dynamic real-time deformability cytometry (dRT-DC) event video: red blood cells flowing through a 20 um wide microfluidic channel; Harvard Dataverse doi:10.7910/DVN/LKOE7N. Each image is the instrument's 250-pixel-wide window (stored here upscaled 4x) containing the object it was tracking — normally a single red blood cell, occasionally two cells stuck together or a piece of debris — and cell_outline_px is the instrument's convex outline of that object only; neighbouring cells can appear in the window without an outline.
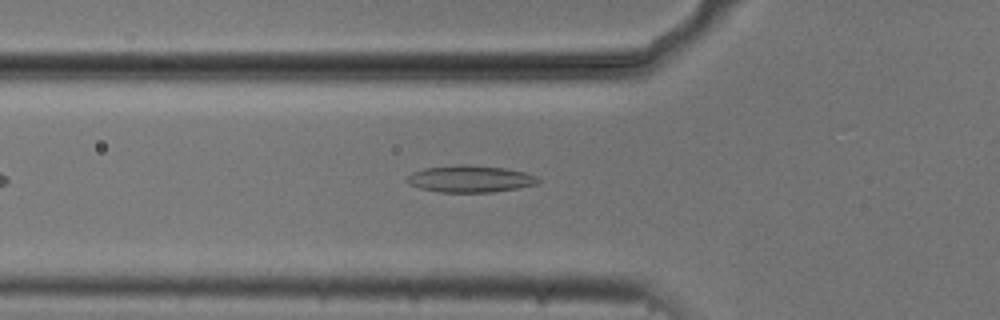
{"species": "common noctule bat (a hibernating species)", "species_latin": "Nyctalus noctula", "temperature_condition": "cold", "stored_images_in_passage": 25, "camera_frame_rate_fps": 3000, "um_per_image_px": 0.085, "animal": {"sex": "male", "body_mass_g": 20.5, "forearm_length_mm": 52.5}, "frame": {"image": 1, "passage_image": 10, "time_ms": 3.0, "image_size_px": [1000, 320], "cell_outline_px": [[540, 180], [536, 184], [516, 188], [492, 192], [440, 192], [420, 188], [408, 184], [404, 180], [412, 172], [424, 168], [460, 164], [464, 164], [504, 168], [524, 172], [536, 176]], "centroid_in_image_um": [39.91, 15.2], "position_along_channel_um": 85.9, "area_um2": 20.46}}
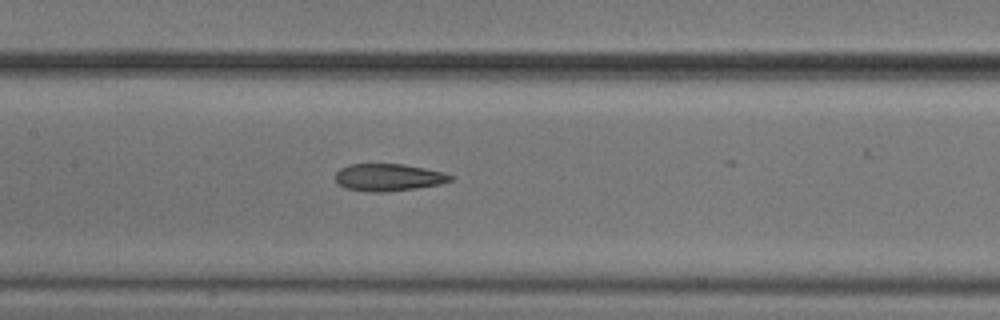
{"frame": {"image": 2, "passage_image": 17, "time_ms": 5.333, "image_size_px": [1000, 320], "cell_outline_px": [[452, 180], [440, 184], [416, 188], [388, 192], [368, 192], [344, 188], [336, 180], [336, 172], [340, 168], [348, 164], [404, 164], [444, 172], [452, 176]], "centroid_in_image_um": [33.0, 15.08], "position_along_channel_um": 174.4, "area_um2": 18.32}}
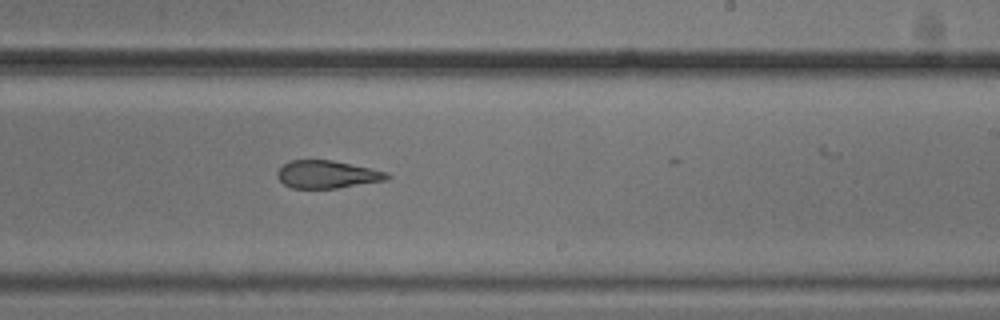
{"frame": {"image": 3, "passage_image": 24, "time_ms": 7.667, "image_size_px": [1000, 320], "cell_outline_px": [[392, 176], [384, 180], [336, 188], [292, 188], [284, 184], [276, 176], [276, 172], [288, 160], [332, 160], [372, 168], [388, 172]], "centroid_in_image_um": [27.79, 14.81], "position_along_channel_um": 261.2, "area_um2": 17.69}}